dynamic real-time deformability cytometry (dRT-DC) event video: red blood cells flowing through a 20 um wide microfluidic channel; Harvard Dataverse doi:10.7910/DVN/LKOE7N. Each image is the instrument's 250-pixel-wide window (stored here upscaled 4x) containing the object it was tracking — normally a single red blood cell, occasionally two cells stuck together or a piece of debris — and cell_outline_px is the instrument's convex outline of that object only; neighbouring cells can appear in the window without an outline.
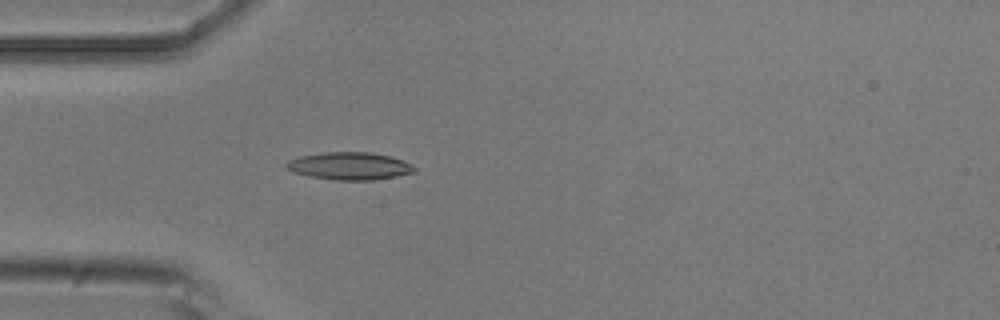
{"species": "common noctule bat (a hibernating species)", "species_latin": "Nyctalus noctula", "temperature_condition": "room temperature", "stored_images_in_passage": 5, "camera_frame_rate_fps": 3000, "um_per_image_px": 0.085, "animal": {"sex": "male", "body_mass_g": 20.5, "forearm_length_mm": 52.5}, "frame": {"image": 1, "passage_image": 5, "time_ms": 1.333, "image_size_px": [1000, 320], "cell_outline_px": [[416, 172], [396, 176], [372, 180], [336, 180], [308, 176], [292, 172], [284, 168], [284, 164], [288, 160], [300, 156], [324, 152], [368, 152], [388, 156], [412, 164], [416, 168]], "centroid_in_image_um": [29.66, 14.11], "position_along_channel_um": 55.3, "area_um2": 20.58}}